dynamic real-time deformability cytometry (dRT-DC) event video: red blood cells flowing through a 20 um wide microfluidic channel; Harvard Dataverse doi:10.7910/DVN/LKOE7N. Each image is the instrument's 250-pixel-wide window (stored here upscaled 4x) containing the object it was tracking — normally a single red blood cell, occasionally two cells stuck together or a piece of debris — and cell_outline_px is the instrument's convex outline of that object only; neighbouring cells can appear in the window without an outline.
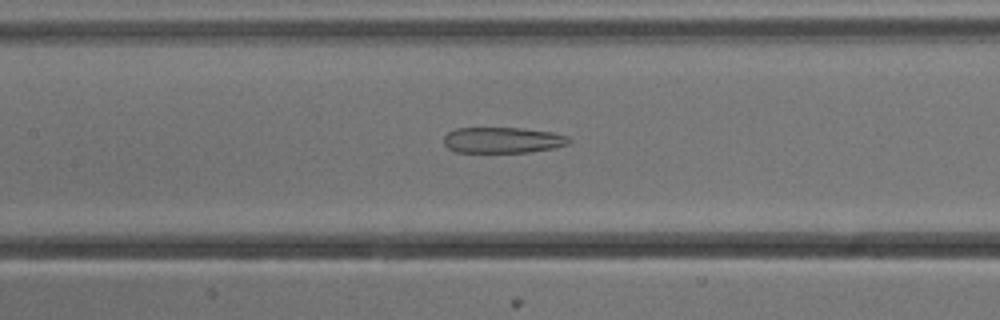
{"species": "common noctule bat (a hibernating species)", "species_latin": "Nyctalus noctula", "temperature_condition": "cold", "stored_images_in_passage": 41, "camera_frame_rate_fps": 3000, "um_per_image_px": 0.085, "animal": {"sex": "male", "body_mass_g": 13.3}, "frame": {"image": 1, "passage_image": 12, "time_ms": 3.667, "image_size_px": [1000, 320], "cell_outline_px": [[572, 140], [568, 144], [552, 148], [528, 152], [456, 152], [448, 148], [444, 144], [444, 136], [448, 132], [456, 128], [520, 128], [552, 132], [568, 136]], "centroid_in_image_um": [42.72, 11.91], "position_along_channel_um": 164.7, "area_um2": 18.84}}
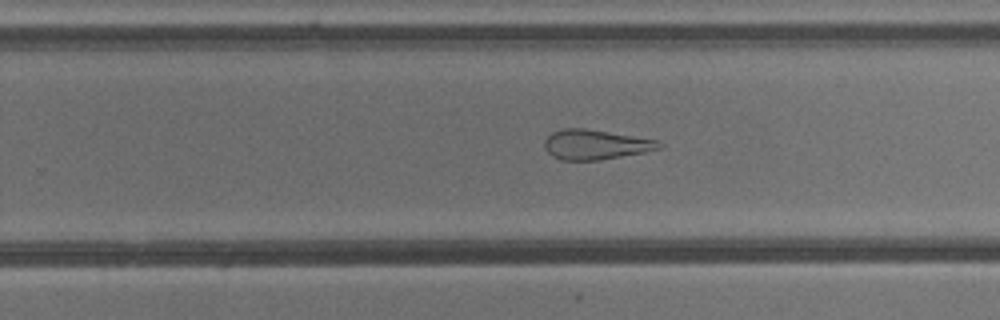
{"frame": {"image": 2, "passage_image": 21, "time_ms": 6.667, "image_size_px": [1000, 320], "cell_outline_px": [[664, 144], [660, 148], [644, 152], [600, 160], [560, 160], [552, 156], [544, 148], [544, 140], [552, 132], [564, 128], [584, 128], [660, 140]], "centroid_in_image_um": [50.62, 12.29], "position_along_channel_um": 279.2, "area_um2": 20.0}}
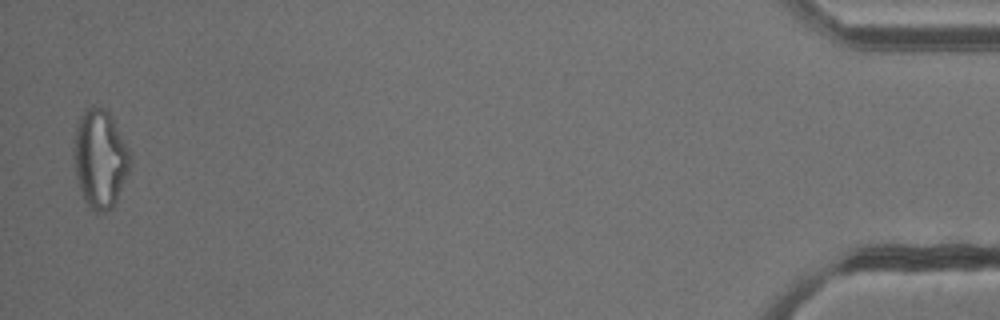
{"frame": {"image": 3, "passage_image": 40, "time_ms": 13.0, "image_size_px": [1000, 320], "cell_outline_px": [[132, 164], [116, 200], [112, 208], [104, 212], [92, 212], [88, 208], [80, 192], [76, 176], [72, 152], [72, 148], [76, 128], [80, 116], [84, 108], [92, 104], [104, 108], [112, 116], [132, 156]], "centroid_in_image_um": [8.49, 13.48], "position_along_channel_um": 426.7, "area_um2": 32.95}, "authors_computed_cell_mechanics": {"area_um2": 23.7558, "velocity_mm_per_s": 3.8348, "shape_relaxation_time_tau1_ms": null, "shape_relaxation_time_tau2_ms": 4.4078, "deformation_change_tau1": null, "deformation_change_tau2": 0.1697}}